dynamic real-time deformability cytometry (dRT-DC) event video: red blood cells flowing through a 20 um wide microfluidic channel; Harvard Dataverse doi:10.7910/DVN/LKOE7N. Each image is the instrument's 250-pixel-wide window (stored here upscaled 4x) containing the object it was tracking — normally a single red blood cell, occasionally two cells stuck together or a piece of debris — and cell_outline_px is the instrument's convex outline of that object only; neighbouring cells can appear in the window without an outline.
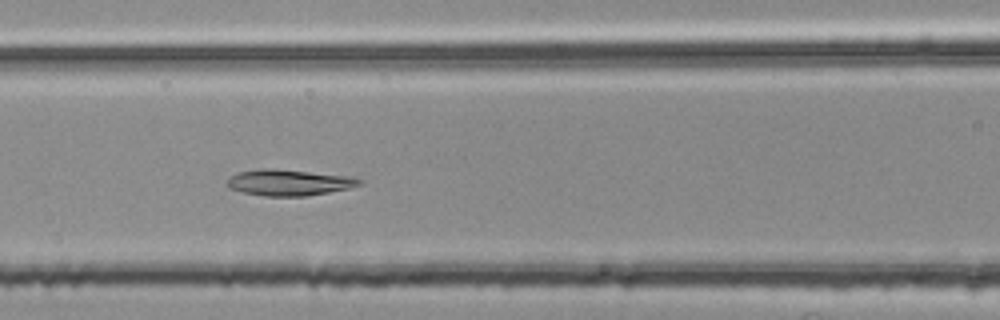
{"species": "common noctule bat (a hibernating species)", "species_latin": "Nyctalus noctula", "temperature_condition": "room temperature", "stored_images_in_passage": 46, "camera_frame_rate_fps": 3000, "um_per_image_px": 0.085, "animal": {"sex": "female", "body_mass_g": 25.1}, "frame": {"image": 1, "passage_image": 22, "time_ms": 7.0, "image_size_px": [1000, 320], "cell_outline_px": [[364, 184], [348, 188], [328, 192], [304, 196], [264, 196], [244, 192], [228, 188], [224, 184], [232, 176], [240, 172], [260, 168], [272, 168], [352, 176], [364, 180]], "centroid_in_image_um": [24.59, 15.51], "position_along_channel_um": 142.0, "area_um2": 20.17}}
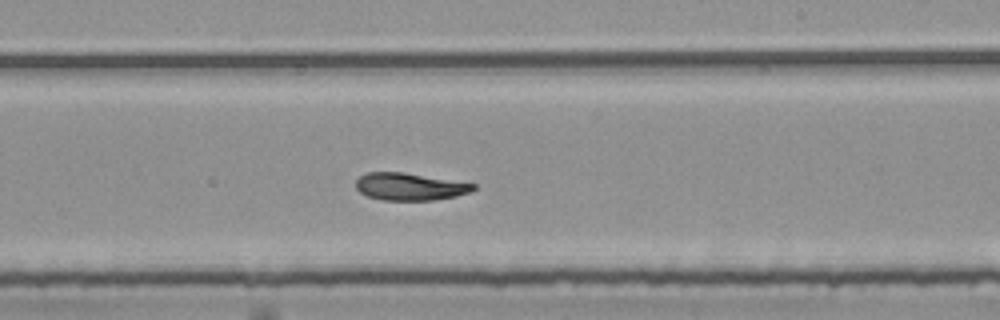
{"frame": {"image": 2, "passage_image": 31, "time_ms": 10.0, "image_size_px": [1000, 320], "cell_outline_px": [[476, 188], [468, 192], [456, 196], [432, 200], [380, 200], [368, 196], [360, 192], [356, 188], [356, 180], [360, 176], [368, 172], [404, 172], [476, 184]], "centroid_in_image_um": [34.81, 15.86], "position_along_channel_um": 254.2, "area_um2": 18.61}}
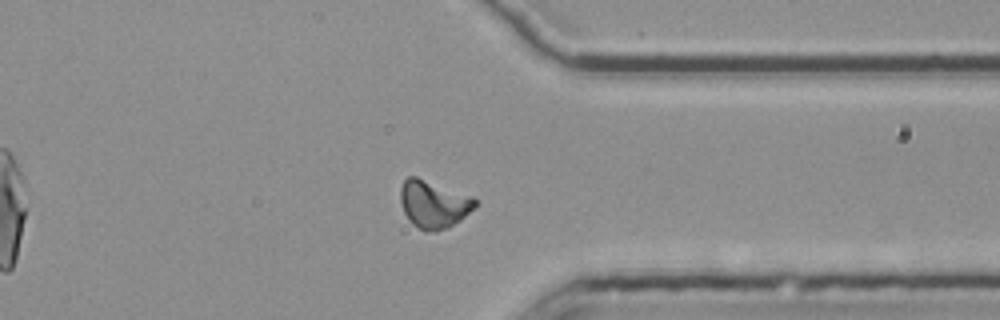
{"frame": {"image": 3, "passage_image": 41, "time_ms": 13.333, "image_size_px": [1000, 320], "cell_outline_px": [[476, 204], [460, 220], [448, 228], [436, 232], [424, 232], [412, 224], [408, 220], [404, 212], [400, 200], [400, 188], [404, 180], [408, 176], [416, 176], [472, 196], [476, 200]], "centroid_in_image_um": [36.81, 17.37], "position_along_channel_um": 374.6, "area_um2": 20.75}, "authors_computed_cell_mechanics": {"area_um2": 20.1144, "velocity_mm_per_s": 3.7477, "shape_relaxation_time_tau1_ms": 10.9748, "shape_relaxation_time_tau2_ms": 4.6708, "deformation_change_tau1": 0.2617, "deformation_change_tau2": 0.1031}}